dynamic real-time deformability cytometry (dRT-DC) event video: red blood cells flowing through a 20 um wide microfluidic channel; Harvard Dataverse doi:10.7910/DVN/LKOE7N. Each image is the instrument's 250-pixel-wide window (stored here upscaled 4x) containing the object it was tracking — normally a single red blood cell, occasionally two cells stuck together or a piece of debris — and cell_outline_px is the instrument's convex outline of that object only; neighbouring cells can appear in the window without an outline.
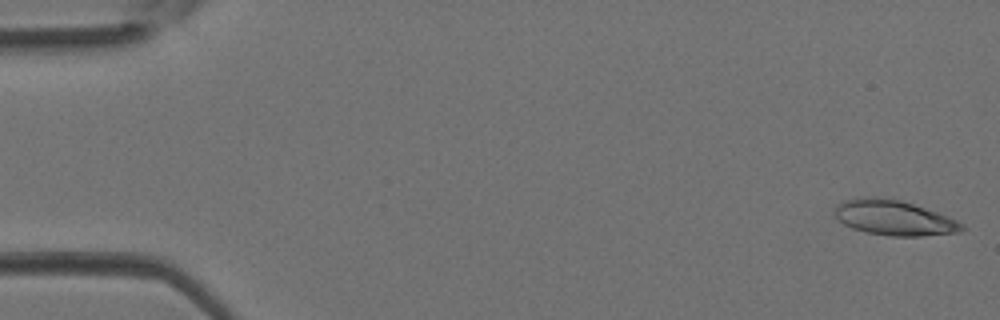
{"species": "Egyptian fruit bat (a non-hibernating species)", "species_latin": "Rousettus aegyptiacus", "temperature_condition": "room temperature", "stored_images_in_passage": 4, "camera_frame_rate_fps": 3000, "um_per_image_px": 0.085, "animal": {"sex": "female"}, "frame": {"image": 1, "passage_image": 1, "time_ms": 0.0, "image_size_px": [1000, 320], "cell_outline_px": [[964, 228], [960, 232], [920, 236], [892, 236], [868, 232], [852, 228], [844, 224], [836, 216], [836, 208], [840, 200], [856, 196], [872, 196], [900, 200], [948, 216], [964, 224]], "centroid_in_image_um": [75.97, 18.49], "position_along_channel_um": 9.0, "area_um2": 25.89}}
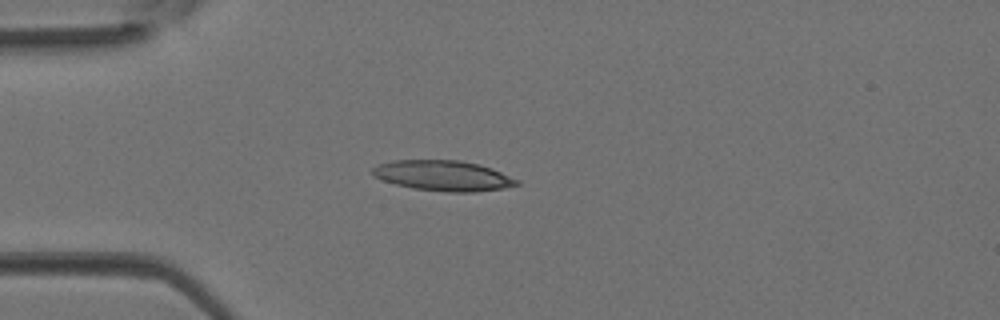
{"frame": {"image": 2, "passage_image": 4, "time_ms": 1.0, "image_size_px": [1000, 320], "cell_outline_px": [[520, 184], [500, 188], [476, 192], [448, 192], [412, 188], [396, 184], [372, 176], [368, 172], [372, 168], [380, 164], [392, 160], [460, 160], [480, 164], [492, 168], [520, 180]], "centroid_in_image_um": [37.65, 14.92], "position_along_channel_um": 47.3, "area_um2": 25.66}}